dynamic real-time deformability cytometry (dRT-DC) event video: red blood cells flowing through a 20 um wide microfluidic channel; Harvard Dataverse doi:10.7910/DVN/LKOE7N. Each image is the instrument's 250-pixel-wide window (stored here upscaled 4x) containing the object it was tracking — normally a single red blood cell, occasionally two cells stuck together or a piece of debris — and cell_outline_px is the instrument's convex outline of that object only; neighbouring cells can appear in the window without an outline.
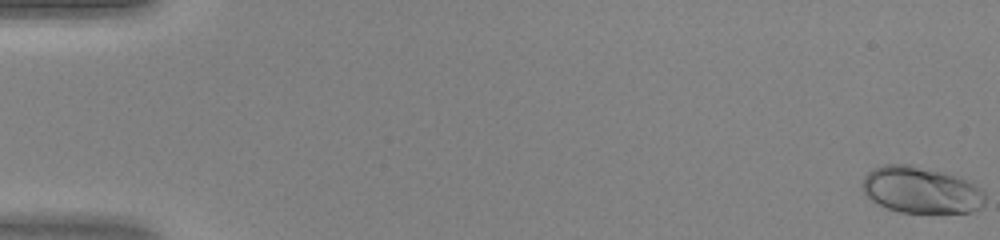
{"species": "human", "species_latin": "Homo sapiens", "temperature_condition": "warm", "stored_images_in_passage": 48, "camera_frame_rate_fps": 3000, "um_per_image_px": 0.085, "donor": {"sex": "female"}, "frame": {"image": 1, "passage_image": 1, "time_ms": 0.0, "image_size_px": [1000, 240], "cell_outline_px": [[984, 204], [980, 208], [972, 212], [900, 212], [888, 208], [872, 200], [864, 192], [864, 176], [868, 172], [884, 164], [912, 164], [940, 172], [964, 180], [972, 184], [984, 192]], "centroid_in_image_um": [78.27, 16.15], "position_along_channel_um": 6.7, "area_um2": 32.54}}
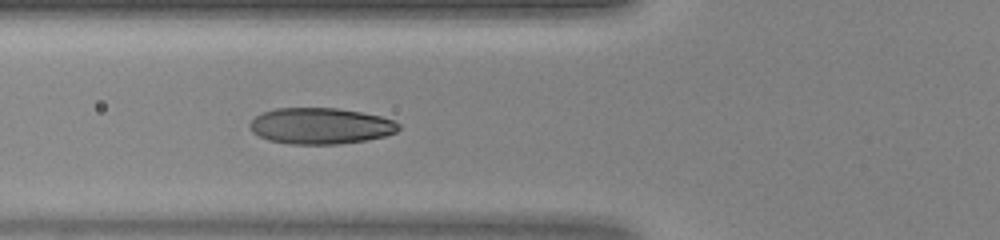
{"frame": {"image": 2, "passage_image": 19, "time_ms": 6.0, "image_size_px": [1000, 240], "cell_outline_px": [[400, 128], [396, 132], [384, 136], [368, 140], [336, 144], [292, 144], [268, 140], [252, 132], [248, 128], [248, 124], [256, 116], [264, 112], [276, 108], [336, 108], [360, 112], [380, 116], [396, 120], [400, 124]], "centroid_in_image_um": [27.26, 10.7], "position_along_channel_um": 98.5, "area_um2": 31.44}}
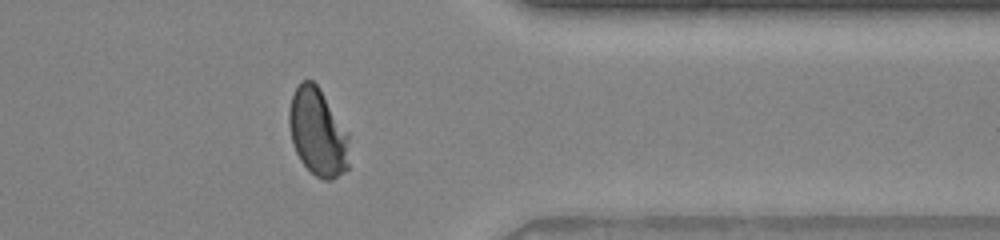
{"frame": {"image": 3, "passage_image": 39, "time_ms": 12.667, "image_size_px": [1000, 240], "cell_outline_px": [[348, 168], [344, 172], [332, 180], [324, 180], [316, 176], [300, 160], [292, 144], [288, 124], [288, 108], [292, 96], [296, 88], [304, 80], [312, 80], [320, 88], [348, 132]], "centroid_in_image_um": [26.99, 11.24], "position_along_channel_um": 384.4, "area_um2": 30.75}}